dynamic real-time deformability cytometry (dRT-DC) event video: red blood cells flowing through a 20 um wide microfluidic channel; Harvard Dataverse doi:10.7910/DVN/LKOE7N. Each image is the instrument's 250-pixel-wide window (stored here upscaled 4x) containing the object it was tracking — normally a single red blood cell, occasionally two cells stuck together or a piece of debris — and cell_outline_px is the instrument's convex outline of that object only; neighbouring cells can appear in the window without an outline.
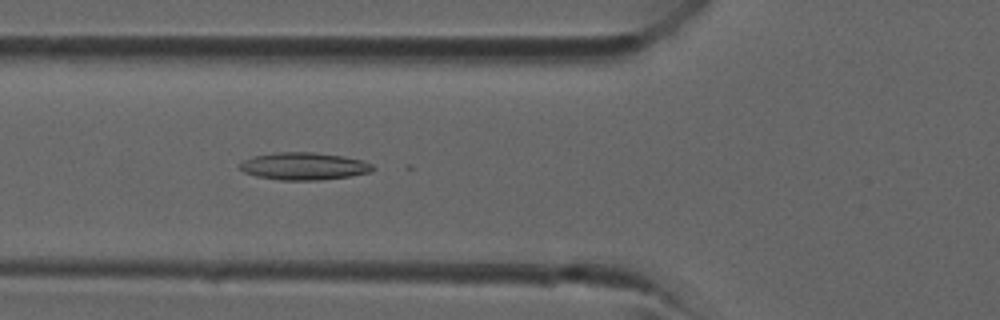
{"species": "common noctule bat (a hibernating species)", "species_latin": "Nyctalus noctula", "temperature_condition": "room temperature", "stored_images_in_passage": 11, "camera_frame_rate_fps": 3000, "um_per_image_px": 0.085, "animal": {"sex": "male", "forearm_length_mm": 52.5}, "frame": {"image": 1, "passage_image": 6, "time_ms": 1.667, "image_size_px": [1000, 320], "cell_outline_px": [[376, 168], [368, 172], [348, 176], [320, 180], [280, 180], [256, 176], [244, 172], [240, 168], [240, 164], [244, 160], [256, 156], [280, 152], [312, 152], [344, 156], [360, 160], [372, 164]], "centroid_in_image_um": [25.84, 14.13], "position_along_channel_um": 100.0, "area_um2": 20.92}}
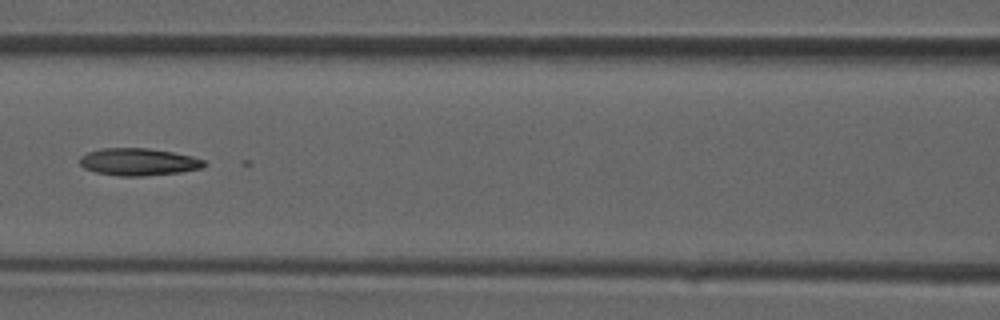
{"frame": {"image": 2, "passage_image": 9, "time_ms": 2.667, "image_size_px": [1000, 320], "cell_outline_px": [[208, 164], [200, 168], [180, 172], [140, 176], [120, 176], [96, 172], [84, 168], [80, 164], [80, 156], [88, 152], [104, 148], [148, 148], [172, 152], [192, 156], [204, 160]], "centroid_in_image_um": [11.77, 13.76], "position_along_channel_um": 154.8, "area_um2": 19.65}}